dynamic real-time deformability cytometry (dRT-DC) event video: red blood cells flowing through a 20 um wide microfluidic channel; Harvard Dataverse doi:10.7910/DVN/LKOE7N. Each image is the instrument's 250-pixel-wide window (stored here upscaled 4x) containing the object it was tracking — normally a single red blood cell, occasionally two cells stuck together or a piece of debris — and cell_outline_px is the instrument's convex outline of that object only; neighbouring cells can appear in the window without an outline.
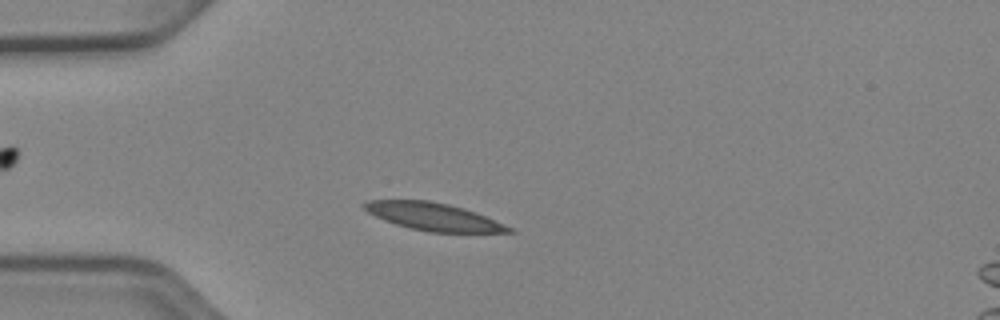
{"species": "Egyptian fruit bat (a non-hibernating species)", "species_latin": "Rousettus aegyptiacus", "temperature_condition": "cold", "stored_images_in_passage": 47, "camera_frame_rate_fps": 3000, "um_per_image_px": 0.085, "animal": {"sex": "female"}, "frame": {"image": 1, "passage_image": 9, "time_ms": 2.667, "image_size_px": [1000, 320], "cell_outline_px": [[516, 232], [428, 232], [396, 224], [384, 220], [368, 212], [360, 204], [368, 200], [428, 200], [448, 204], [464, 208], [476, 212], [512, 228]], "centroid_in_image_um": [36.81, 18.4], "position_along_channel_um": 48.2, "area_um2": 23.0}}
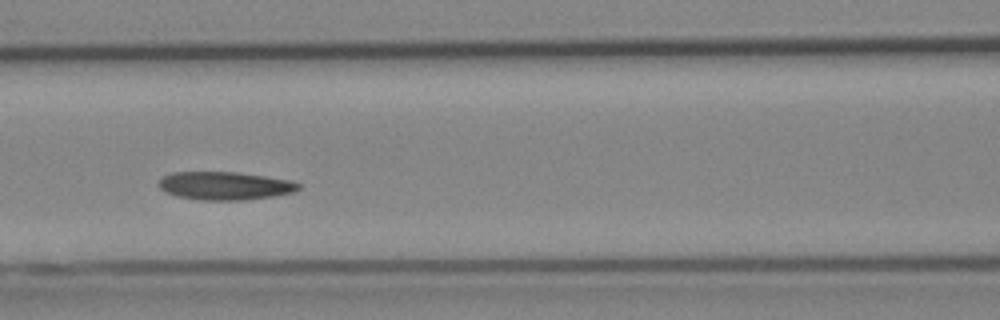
{"frame": {"image": 2, "passage_image": 18, "time_ms": 5.667, "image_size_px": [1000, 320], "cell_outline_px": [[300, 188], [292, 192], [272, 196], [244, 200], [200, 200], [176, 196], [164, 192], [160, 188], [160, 180], [164, 176], [172, 172], [236, 172], [264, 176], [288, 180], [300, 184]], "centroid_in_image_um": [19.08, 15.79], "position_along_channel_um": 147.5, "area_um2": 22.72}}
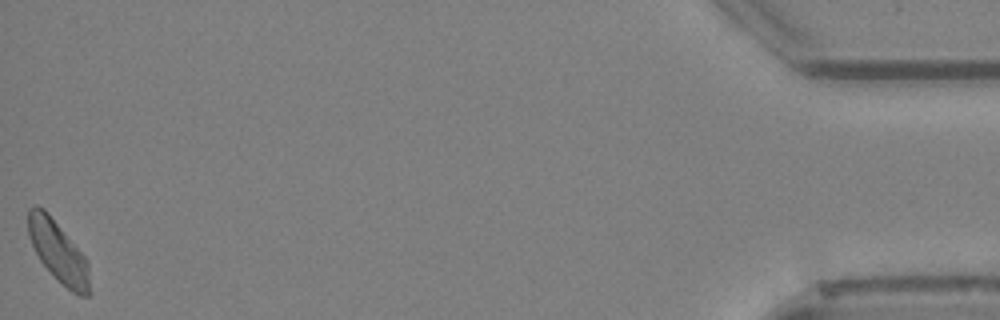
{"frame": {"image": 3, "passage_image": 47, "time_ms": 15.333, "image_size_px": [1000, 320], "cell_outline_px": [[92, 292], [88, 296], [80, 296], [72, 292], [40, 260], [28, 236], [28, 208], [32, 204], [36, 204], [44, 208], [48, 212], [84, 256], [88, 264]], "centroid_in_image_um": [4.96, 21.37], "position_along_channel_um": 430.2, "area_um2": 21.68}, "authors_computed_cell_mechanics": {"area_um2": 22.4264, "velocity_mm_per_s": 3.8852, "shape_relaxation_time_tau1_ms": 3.6429, "shape_relaxation_time_tau2_ms": null, "deformation_change_tau1": 0.1111, "deformation_change_tau2": null}}